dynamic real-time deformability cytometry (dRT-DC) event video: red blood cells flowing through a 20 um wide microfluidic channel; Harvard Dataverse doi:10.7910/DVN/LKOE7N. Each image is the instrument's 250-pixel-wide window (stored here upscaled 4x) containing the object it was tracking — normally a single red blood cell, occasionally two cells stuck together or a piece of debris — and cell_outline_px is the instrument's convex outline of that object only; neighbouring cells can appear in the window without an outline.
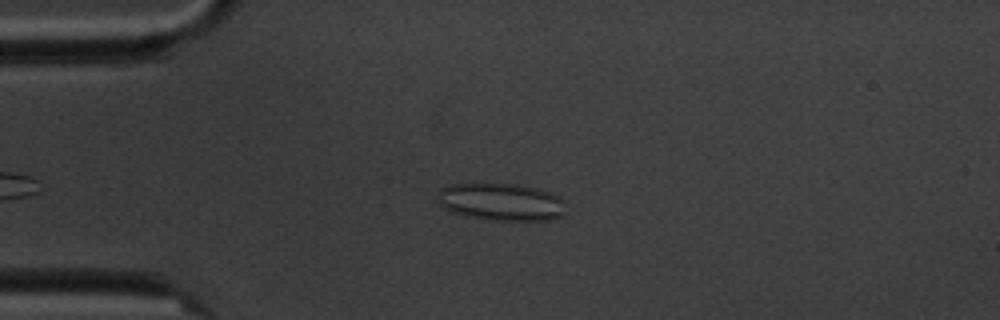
{"species": "common noctule bat (a hibernating species)", "species_latin": "Nyctalus noctula", "temperature_condition": "cold", "stored_images_in_passage": 3, "camera_frame_rate_fps": 3000, "um_per_image_px": 0.085, "animal": {"sex": "male", "body_mass_g": 20.1, "forearm_length_mm": 53.5}, "frame": {"image": 1, "passage_image": 2, "time_ms": 1.333, "image_size_px": [1000, 320], "cell_outline_px": [[564, 212], [560, 216], [548, 220], [488, 220], [464, 216], [452, 212], [444, 208], [436, 200], [436, 196], [440, 188], [452, 184], [516, 184], [536, 188], [560, 196], [564, 200]], "centroid_in_image_um": [42.56, 17.17], "position_along_channel_um": 42.4, "area_um2": 28.09}}